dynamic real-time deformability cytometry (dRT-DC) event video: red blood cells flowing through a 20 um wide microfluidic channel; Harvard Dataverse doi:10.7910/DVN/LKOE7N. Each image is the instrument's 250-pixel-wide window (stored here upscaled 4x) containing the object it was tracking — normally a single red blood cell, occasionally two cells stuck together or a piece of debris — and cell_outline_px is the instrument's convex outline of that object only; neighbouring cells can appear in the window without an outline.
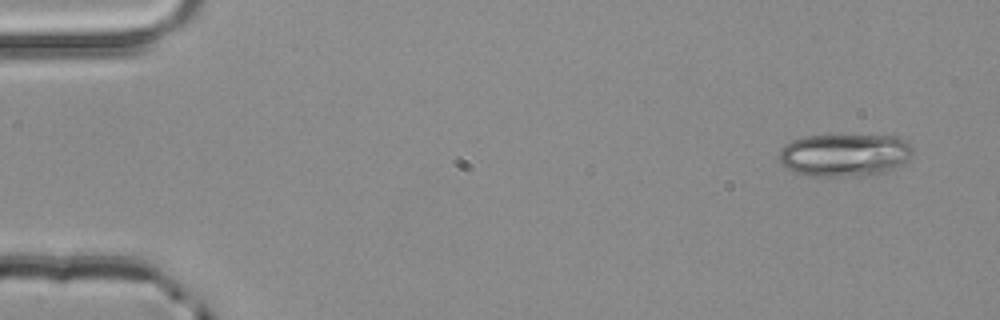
{"species": "common noctule bat (a hibernating species)", "species_latin": "Nyctalus noctula", "temperature_condition": "room temperature", "stored_images_in_passage": 4, "camera_frame_rate_fps": 3000, "um_per_image_px": 0.085, "animal": {"sex": "male", "body_mass_g": 20.4}, "frame": {"image": 1, "passage_image": 1, "time_ms": 0.0, "image_size_px": [1000, 320], "cell_outline_px": [[912, 156], [900, 164], [876, 176], [808, 176], [792, 172], [784, 168], [780, 164], [780, 148], [784, 144], [792, 140], [804, 136], [896, 136], [904, 140], [912, 148]], "centroid_in_image_um": [71.73, 13.2], "position_along_channel_um": 13.3, "area_um2": 33.47}}